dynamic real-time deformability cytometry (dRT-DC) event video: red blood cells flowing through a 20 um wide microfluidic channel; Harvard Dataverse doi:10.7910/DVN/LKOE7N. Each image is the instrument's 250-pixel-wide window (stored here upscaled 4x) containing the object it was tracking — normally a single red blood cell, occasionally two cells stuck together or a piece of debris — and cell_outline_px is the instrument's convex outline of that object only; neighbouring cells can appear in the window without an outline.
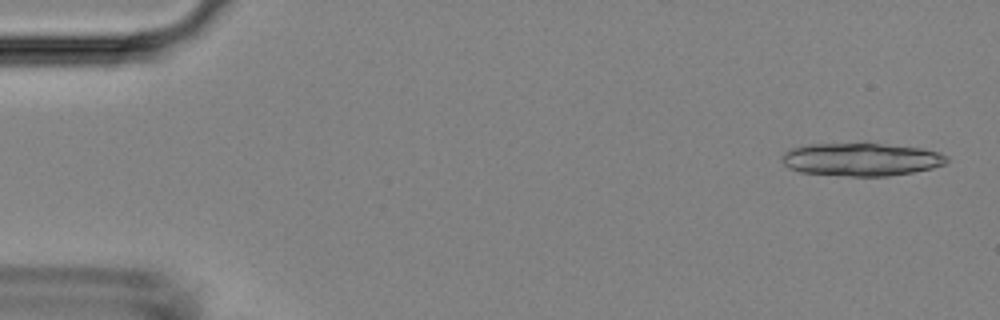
{"species": "Egyptian fruit bat (a non-hibernating species)", "species_latin": "Rousettus aegyptiacus", "temperature_condition": "room temperature", "stored_images_in_passage": 31, "camera_frame_rate_fps": 3000, "um_per_image_px": 0.085, "animal": {"sex": "female"}, "frame": {"image": 1, "passage_image": 2, "time_ms": 0.333, "image_size_px": [1000, 320], "cell_outline_px": [[948, 160], [944, 164], [932, 168], [912, 172], [888, 176], [852, 176], [800, 172], [788, 168], [780, 160], [780, 156], [784, 152], [792, 148], [808, 144], [880, 144], [920, 148], [940, 152], [948, 156]], "centroid_in_image_um": [73.17, 13.55], "position_along_channel_um": 11.8, "area_um2": 31.5}}
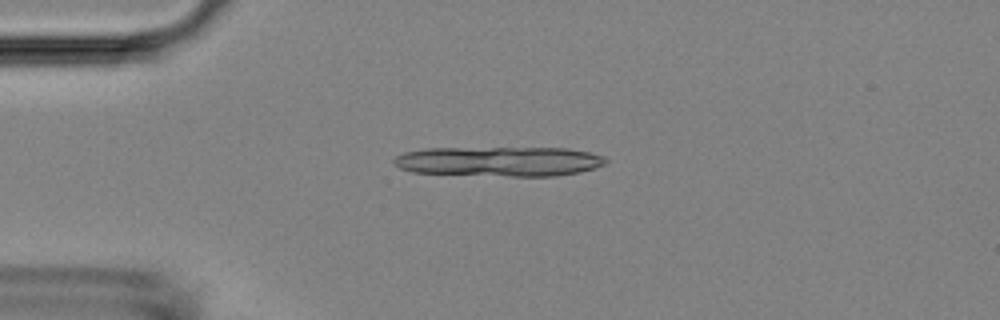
{"frame": {"image": 2, "passage_image": 12, "time_ms": 3.667, "image_size_px": [1000, 320], "cell_outline_px": [[608, 160], [604, 164], [596, 168], [580, 172], [556, 176], [508, 176], [412, 172], [400, 168], [392, 164], [392, 160], [396, 156], [404, 152], [424, 148], [568, 148], [588, 152], [604, 156]], "centroid_in_image_um": [42.43, 13.71], "position_along_channel_um": 42.6, "area_um2": 36.99}}